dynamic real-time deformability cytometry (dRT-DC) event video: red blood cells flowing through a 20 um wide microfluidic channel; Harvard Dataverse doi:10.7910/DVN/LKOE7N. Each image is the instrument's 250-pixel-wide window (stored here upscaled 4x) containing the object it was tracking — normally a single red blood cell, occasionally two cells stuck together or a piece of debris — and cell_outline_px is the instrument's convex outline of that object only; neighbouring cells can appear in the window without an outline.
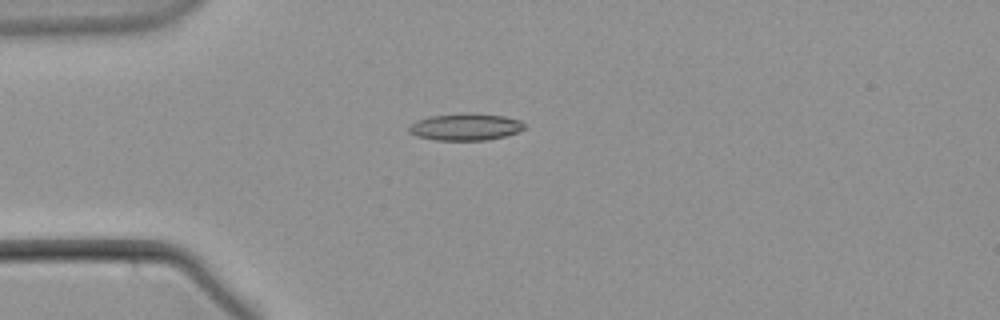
{"species": "common noctule bat (a hibernating species)", "species_latin": "Nyctalus noctula", "temperature_condition": "warm", "stored_images_in_passage": 43, "camera_frame_rate_fps": 3000, "um_per_image_px": 0.085, "animal": {"sex": "male", "body_mass_g": 21.5, "forearm_length_mm": 52.0}, "frame": {"image": 1, "passage_image": 1, "time_ms": 0.0, "image_size_px": [1000, 320], "cell_outline_px": [[524, 128], [516, 132], [504, 136], [484, 140], [436, 140], [416, 136], [408, 132], [408, 128], [416, 120], [432, 116], [504, 116], [520, 120], [524, 124]], "centroid_in_image_um": [39.52, 10.84], "position_along_channel_um": 45.5, "area_um2": 16.99}}
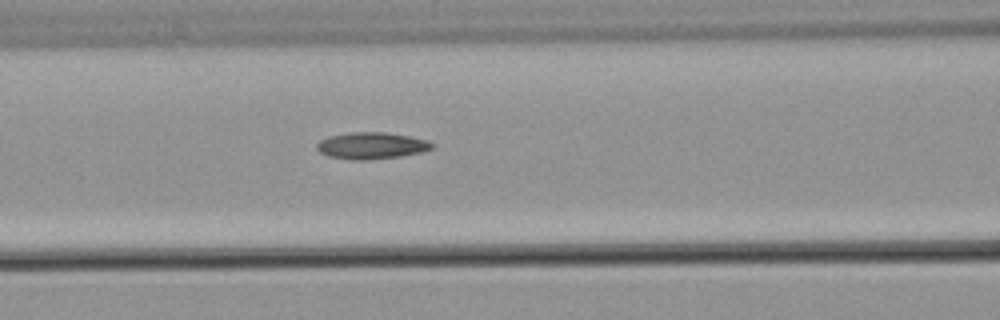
{"frame": {"image": 2, "passage_image": 10, "time_ms": 3.0, "image_size_px": [1000, 320], "cell_outline_px": [[436, 144], [432, 148], [420, 152], [400, 156], [368, 160], [352, 160], [328, 156], [320, 152], [316, 148], [316, 144], [320, 140], [328, 136], [348, 132], [384, 132], [408, 136], [428, 140]], "centroid_in_image_um": [31.55, 12.37], "position_along_channel_um": 135.0, "area_um2": 17.98}}
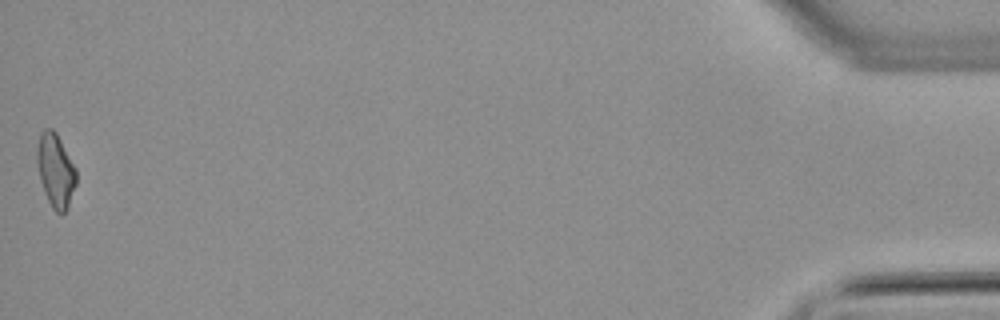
{"frame": {"image": 3, "passage_image": 43, "time_ms": 14.0, "image_size_px": [1000, 320], "cell_outline_px": [[76, 184], [68, 208], [64, 212], [56, 212], [52, 208], [44, 192], [40, 180], [36, 160], [36, 152], [40, 132], [44, 128], [52, 128], [56, 132], [76, 168]], "centroid_in_image_um": [4.71, 14.47], "position_along_channel_um": 430.5, "area_um2": 16.88}}